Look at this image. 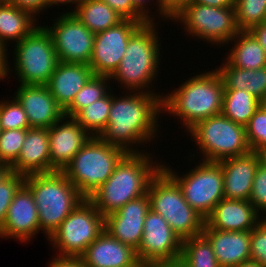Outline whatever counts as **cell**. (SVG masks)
Here are the masks:
<instances>
[{"label":"cell","mask_w":266,"mask_h":267,"mask_svg":"<svg viewBox=\"0 0 266 267\" xmlns=\"http://www.w3.org/2000/svg\"><path fill=\"white\" fill-rule=\"evenodd\" d=\"M180 259L188 267H220L211 244L203 235L182 241Z\"/></svg>","instance_id":"obj_32"},{"label":"cell","mask_w":266,"mask_h":267,"mask_svg":"<svg viewBox=\"0 0 266 267\" xmlns=\"http://www.w3.org/2000/svg\"><path fill=\"white\" fill-rule=\"evenodd\" d=\"M187 133L199 146L204 161L220 162L251 152L246 127L234 123L222 113L198 122Z\"/></svg>","instance_id":"obj_8"},{"label":"cell","mask_w":266,"mask_h":267,"mask_svg":"<svg viewBox=\"0 0 266 267\" xmlns=\"http://www.w3.org/2000/svg\"><path fill=\"white\" fill-rule=\"evenodd\" d=\"M141 267H188L181 259L172 261H156L141 265Z\"/></svg>","instance_id":"obj_49"},{"label":"cell","mask_w":266,"mask_h":267,"mask_svg":"<svg viewBox=\"0 0 266 267\" xmlns=\"http://www.w3.org/2000/svg\"><path fill=\"white\" fill-rule=\"evenodd\" d=\"M14 70L24 85H47L58 63L51 34L45 26L36 27L14 45Z\"/></svg>","instance_id":"obj_9"},{"label":"cell","mask_w":266,"mask_h":267,"mask_svg":"<svg viewBox=\"0 0 266 267\" xmlns=\"http://www.w3.org/2000/svg\"><path fill=\"white\" fill-rule=\"evenodd\" d=\"M24 185L33 195L46 238L85 199L62 171L27 175Z\"/></svg>","instance_id":"obj_5"},{"label":"cell","mask_w":266,"mask_h":267,"mask_svg":"<svg viewBox=\"0 0 266 267\" xmlns=\"http://www.w3.org/2000/svg\"><path fill=\"white\" fill-rule=\"evenodd\" d=\"M7 48H5L2 44H0V80L6 79V76L9 78V74L11 73V67H9L7 54Z\"/></svg>","instance_id":"obj_45"},{"label":"cell","mask_w":266,"mask_h":267,"mask_svg":"<svg viewBox=\"0 0 266 267\" xmlns=\"http://www.w3.org/2000/svg\"><path fill=\"white\" fill-rule=\"evenodd\" d=\"M14 97L26 112L30 128L49 129L65 116L47 85L20 84Z\"/></svg>","instance_id":"obj_19"},{"label":"cell","mask_w":266,"mask_h":267,"mask_svg":"<svg viewBox=\"0 0 266 267\" xmlns=\"http://www.w3.org/2000/svg\"><path fill=\"white\" fill-rule=\"evenodd\" d=\"M260 164L266 166V145L261 147L257 152Z\"/></svg>","instance_id":"obj_52"},{"label":"cell","mask_w":266,"mask_h":267,"mask_svg":"<svg viewBox=\"0 0 266 267\" xmlns=\"http://www.w3.org/2000/svg\"><path fill=\"white\" fill-rule=\"evenodd\" d=\"M260 106L266 111V96L260 101Z\"/></svg>","instance_id":"obj_54"},{"label":"cell","mask_w":266,"mask_h":267,"mask_svg":"<svg viewBox=\"0 0 266 267\" xmlns=\"http://www.w3.org/2000/svg\"><path fill=\"white\" fill-rule=\"evenodd\" d=\"M105 2L123 19L133 20L141 24L149 20L134 6L132 0H100Z\"/></svg>","instance_id":"obj_41"},{"label":"cell","mask_w":266,"mask_h":267,"mask_svg":"<svg viewBox=\"0 0 266 267\" xmlns=\"http://www.w3.org/2000/svg\"><path fill=\"white\" fill-rule=\"evenodd\" d=\"M45 28L52 36L58 62L89 64L95 34L73 13L65 12Z\"/></svg>","instance_id":"obj_13"},{"label":"cell","mask_w":266,"mask_h":267,"mask_svg":"<svg viewBox=\"0 0 266 267\" xmlns=\"http://www.w3.org/2000/svg\"><path fill=\"white\" fill-rule=\"evenodd\" d=\"M263 47L266 54V21L252 27L249 30Z\"/></svg>","instance_id":"obj_46"},{"label":"cell","mask_w":266,"mask_h":267,"mask_svg":"<svg viewBox=\"0 0 266 267\" xmlns=\"http://www.w3.org/2000/svg\"><path fill=\"white\" fill-rule=\"evenodd\" d=\"M233 267H265V266L260 265L257 262L249 260V261H246V262H242L241 264H238V265L233 266Z\"/></svg>","instance_id":"obj_53"},{"label":"cell","mask_w":266,"mask_h":267,"mask_svg":"<svg viewBox=\"0 0 266 267\" xmlns=\"http://www.w3.org/2000/svg\"><path fill=\"white\" fill-rule=\"evenodd\" d=\"M199 163L182 176L164 163L162 169L178 184L187 203L206 219L224 198L223 170L219 162Z\"/></svg>","instance_id":"obj_12"},{"label":"cell","mask_w":266,"mask_h":267,"mask_svg":"<svg viewBox=\"0 0 266 267\" xmlns=\"http://www.w3.org/2000/svg\"><path fill=\"white\" fill-rule=\"evenodd\" d=\"M24 179V175L11 172L0 183V228L4 224L8 208L13 200L14 194L24 184Z\"/></svg>","instance_id":"obj_38"},{"label":"cell","mask_w":266,"mask_h":267,"mask_svg":"<svg viewBox=\"0 0 266 267\" xmlns=\"http://www.w3.org/2000/svg\"><path fill=\"white\" fill-rule=\"evenodd\" d=\"M147 194L150 209L160 214L182 241L202 235L205 219L187 203L178 184L162 168L151 179Z\"/></svg>","instance_id":"obj_7"},{"label":"cell","mask_w":266,"mask_h":267,"mask_svg":"<svg viewBox=\"0 0 266 267\" xmlns=\"http://www.w3.org/2000/svg\"><path fill=\"white\" fill-rule=\"evenodd\" d=\"M36 20L31 13L13 4L0 5V44L6 48L10 40L21 41L38 27Z\"/></svg>","instance_id":"obj_28"},{"label":"cell","mask_w":266,"mask_h":267,"mask_svg":"<svg viewBox=\"0 0 266 267\" xmlns=\"http://www.w3.org/2000/svg\"><path fill=\"white\" fill-rule=\"evenodd\" d=\"M93 76L89 64L58 62L47 87L56 102L65 110Z\"/></svg>","instance_id":"obj_23"},{"label":"cell","mask_w":266,"mask_h":267,"mask_svg":"<svg viewBox=\"0 0 266 267\" xmlns=\"http://www.w3.org/2000/svg\"><path fill=\"white\" fill-rule=\"evenodd\" d=\"M182 240L168 222L150 209L145 217L143 236L136 250L141 265L181 258Z\"/></svg>","instance_id":"obj_14"},{"label":"cell","mask_w":266,"mask_h":267,"mask_svg":"<svg viewBox=\"0 0 266 267\" xmlns=\"http://www.w3.org/2000/svg\"><path fill=\"white\" fill-rule=\"evenodd\" d=\"M110 81L109 83H107ZM110 76L94 75L76 94L72 103L64 110V115L74 117L81 109L105 97L111 87Z\"/></svg>","instance_id":"obj_33"},{"label":"cell","mask_w":266,"mask_h":267,"mask_svg":"<svg viewBox=\"0 0 266 267\" xmlns=\"http://www.w3.org/2000/svg\"><path fill=\"white\" fill-rule=\"evenodd\" d=\"M260 106V100L245 90L224 89L222 114L246 126Z\"/></svg>","instance_id":"obj_30"},{"label":"cell","mask_w":266,"mask_h":267,"mask_svg":"<svg viewBox=\"0 0 266 267\" xmlns=\"http://www.w3.org/2000/svg\"><path fill=\"white\" fill-rule=\"evenodd\" d=\"M79 258L85 267H141L136 250L107 231L97 237Z\"/></svg>","instance_id":"obj_21"},{"label":"cell","mask_w":266,"mask_h":267,"mask_svg":"<svg viewBox=\"0 0 266 267\" xmlns=\"http://www.w3.org/2000/svg\"><path fill=\"white\" fill-rule=\"evenodd\" d=\"M105 231V216L85 198L47 239L59 257H80Z\"/></svg>","instance_id":"obj_10"},{"label":"cell","mask_w":266,"mask_h":267,"mask_svg":"<svg viewBox=\"0 0 266 267\" xmlns=\"http://www.w3.org/2000/svg\"><path fill=\"white\" fill-rule=\"evenodd\" d=\"M12 172L9 165L3 164L0 166V183Z\"/></svg>","instance_id":"obj_51"},{"label":"cell","mask_w":266,"mask_h":267,"mask_svg":"<svg viewBox=\"0 0 266 267\" xmlns=\"http://www.w3.org/2000/svg\"><path fill=\"white\" fill-rule=\"evenodd\" d=\"M40 232L39 215L31 191L23 184L14 194L6 219L0 228V238L30 241Z\"/></svg>","instance_id":"obj_18"},{"label":"cell","mask_w":266,"mask_h":267,"mask_svg":"<svg viewBox=\"0 0 266 267\" xmlns=\"http://www.w3.org/2000/svg\"><path fill=\"white\" fill-rule=\"evenodd\" d=\"M28 129L2 130L0 135V160L11 166L18 158Z\"/></svg>","instance_id":"obj_35"},{"label":"cell","mask_w":266,"mask_h":267,"mask_svg":"<svg viewBox=\"0 0 266 267\" xmlns=\"http://www.w3.org/2000/svg\"><path fill=\"white\" fill-rule=\"evenodd\" d=\"M216 70L224 89L245 90L260 101L266 96V67L256 70L229 66L225 61Z\"/></svg>","instance_id":"obj_26"},{"label":"cell","mask_w":266,"mask_h":267,"mask_svg":"<svg viewBox=\"0 0 266 267\" xmlns=\"http://www.w3.org/2000/svg\"><path fill=\"white\" fill-rule=\"evenodd\" d=\"M150 0H132L134 6L149 20V21H154V17L153 15H151V11L147 5L149 3ZM148 2V3H147ZM152 2V0L150 1V3ZM157 2V9L159 13V15L162 18H165L167 21L168 19L171 21L172 17L166 12V9L163 7L161 0H156ZM147 4V5H146ZM150 11V12H149ZM160 11V12H159ZM168 18V19H167Z\"/></svg>","instance_id":"obj_43"},{"label":"cell","mask_w":266,"mask_h":267,"mask_svg":"<svg viewBox=\"0 0 266 267\" xmlns=\"http://www.w3.org/2000/svg\"><path fill=\"white\" fill-rule=\"evenodd\" d=\"M232 42L236 44L225 58L229 66L251 70L266 67L265 51L250 31H239Z\"/></svg>","instance_id":"obj_27"},{"label":"cell","mask_w":266,"mask_h":267,"mask_svg":"<svg viewBox=\"0 0 266 267\" xmlns=\"http://www.w3.org/2000/svg\"><path fill=\"white\" fill-rule=\"evenodd\" d=\"M261 220V214L253 207L249 200L223 198L205 219L203 229L251 231Z\"/></svg>","instance_id":"obj_20"},{"label":"cell","mask_w":266,"mask_h":267,"mask_svg":"<svg viewBox=\"0 0 266 267\" xmlns=\"http://www.w3.org/2000/svg\"><path fill=\"white\" fill-rule=\"evenodd\" d=\"M12 4L31 13L36 19L41 11L48 8V0H13Z\"/></svg>","instance_id":"obj_42"},{"label":"cell","mask_w":266,"mask_h":267,"mask_svg":"<svg viewBox=\"0 0 266 267\" xmlns=\"http://www.w3.org/2000/svg\"><path fill=\"white\" fill-rule=\"evenodd\" d=\"M48 137L51 173L63 171L92 136L73 117L64 116L48 129Z\"/></svg>","instance_id":"obj_16"},{"label":"cell","mask_w":266,"mask_h":267,"mask_svg":"<svg viewBox=\"0 0 266 267\" xmlns=\"http://www.w3.org/2000/svg\"><path fill=\"white\" fill-rule=\"evenodd\" d=\"M82 1H84V0H48V8L49 7H51V6H53L54 7V5H56L57 6V4H58V6L61 4V6L62 5H67V4H72V5H74V4H76L75 5V8H74V10L76 9V7L82 2Z\"/></svg>","instance_id":"obj_50"},{"label":"cell","mask_w":266,"mask_h":267,"mask_svg":"<svg viewBox=\"0 0 266 267\" xmlns=\"http://www.w3.org/2000/svg\"><path fill=\"white\" fill-rule=\"evenodd\" d=\"M48 264V267H85L79 257L55 256Z\"/></svg>","instance_id":"obj_44"},{"label":"cell","mask_w":266,"mask_h":267,"mask_svg":"<svg viewBox=\"0 0 266 267\" xmlns=\"http://www.w3.org/2000/svg\"><path fill=\"white\" fill-rule=\"evenodd\" d=\"M246 127V137L252 152L266 145V111L259 106Z\"/></svg>","instance_id":"obj_37"},{"label":"cell","mask_w":266,"mask_h":267,"mask_svg":"<svg viewBox=\"0 0 266 267\" xmlns=\"http://www.w3.org/2000/svg\"><path fill=\"white\" fill-rule=\"evenodd\" d=\"M12 1L13 0H0V5H3V4H12Z\"/></svg>","instance_id":"obj_55"},{"label":"cell","mask_w":266,"mask_h":267,"mask_svg":"<svg viewBox=\"0 0 266 267\" xmlns=\"http://www.w3.org/2000/svg\"><path fill=\"white\" fill-rule=\"evenodd\" d=\"M262 219L266 222V213L265 216L264 215L262 216Z\"/></svg>","instance_id":"obj_56"},{"label":"cell","mask_w":266,"mask_h":267,"mask_svg":"<svg viewBox=\"0 0 266 267\" xmlns=\"http://www.w3.org/2000/svg\"><path fill=\"white\" fill-rule=\"evenodd\" d=\"M126 154L124 149L92 136L62 172L88 198L108 180Z\"/></svg>","instance_id":"obj_6"},{"label":"cell","mask_w":266,"mask_h":267,"mask_svg":"<svg viewBox=\"0 0 266 267\" xmlns=\"http://www.w3.org/2000/svg\"><path fill=\"white\" fill-rule=\"evenodd\" d=\"M220 267H233L250 260V231L203 229Z\"/></svg>","instance_id":"obj_25"},{"label":"cell","mask_w":266,"mask_h":267,"mask_svg":"<svg viewBox=\"0 0 266 267\" xmlns=\"http://www.w3.org/2000/svg\"><path fill=\"white\" fill-rule=\"evenodd\" d=\"M194 75L162 97L163 112L180 118L186 132L198 122L222 112L224 84L216 68Z\"/></svg>","instance_id":"obj_3"},{"label":"cell","mask_w":266,"mask_h":267,"mask_svg":"<svg viewBox=\"0 0 266 267\" xmlns=\"http://www.w3.org/2000/svg\"><path fill=\"white\" fill-rule=\"evenodd\" d=\"M127 93L120 98L111 93L107 127L99 137L127 153H142L143 150H135L133 147L137 148V144H147L157 136V127L160 126L158 119L163 113V94L130 91Z\"/></svg>","instance_id":"obj_1"},{"label":"cell","mask_w":266,"mask_h":267,"mask_svg":"<svg viewBox=\"0 0 266 267\" xmlns=\"http://www.w3.org/2000/svg\"><path fill=\"white\" fill-rule=\"evenodd\" d=\"M70 13H73L94 34L105 31L123 20L100 0H84Z\"/></svg>","instance_id":"obj_29"},{"label":"cell","mask_w":266,"mask_h":267,"mask_svg":"<svg viewBox=\"0 0 266 267\" xmlns=\"http://www.w3.org/2000/svg\"><path fill=\"white\" fill-rule=\"evenodd\" d=\"M156 24L144 23L130 36L123 59L110 76V80L117 81L127 91L154 93L149 86L158 76L161 59Z\"/></svg>","instance_id":"obj_4"},{"label":"cell","mask_w":266,"mask_h":267,"mask_svg":"<svg viewBox=\"0 0 266 267\" xmlns=\"http://www.w3.org/2000/svg\"><path fill=\"white\" fill-rule=\"evenodd\" d=\"M250 260L266 267V222L263 219L250 231Z\"/></svg>","instance_id":"obj_39"},{"label":"cell","mask_w":266,"mask_h":267,"mask_svg":"<svg viewBox=\"0 0 266 267\" xmlns=\"http://www.w3.org/2000/svg\"><path fill=\"white\" fill-rule=\"evenodd\" d=\"M236 23L240 31L266 21V0H235Z\"/></svg>","instance_id":"obj_34"},{"label":"cell","mask_w":266,"mask_h":267,"mask_svg":"<svg viewBox=\"0 0 266 267\" xmlns=\"http://www.w3.org/2000/svg\"><path fill=\"white\" fill-rule=\"evenodd\" d=\"M192 3H198L205 6L224 8V7H234L235 0H192Z\"/></svg>","instance_id":"obj_48"},{"label":"cell","mask_w":266,"mask_h":267,"mask_svg":"<svg viewBox=\"0 0 266 267\" xmlns=\"http://www.w3.org/2000/svg\"><path fill=\"white\" fill-rule=\"evenodd\" d=\"M223 170L224 198L249 200L259 157L256 152L228 158L219 162Z\"/></svg>","instance_id":"obj_22"},{"label":"cell","mask_w":266,"mask_h":267,"mask_svg":"<svg viewBox=\"0 0 266 267\" xmlns=\"http://www.w3.org/2000/svg\"><path fill=\"white\" fill-rule=\"evenodd\" d=\"M249 201L261 216L266 213V166L262 164L257 167Z\"/></svg>","instance_id":"obj_40"},{"label":"cell","mask_w":266,"mask_h":267,"mask_svg":"<svg viewBox=\"0 0 266 267\" xmlns=\"http://www.w3.org/2000/svg\"><path fill=\"white\" fill-rule=\"evenodd\" d=\"M0 127L2 130L30 128L26 112L15 97L0 100Z\"/></svg>","instance_id":"obj_36"},{"label":"cell","mask_w":266,"mask_h":267,"mask_svg":"<svg viewBox=\"0 0 266 267\" xmlns=\"http://www.w3.org/2000/svg\"><path fill=\"white\" fill-rule=\"evenodd\" d=\"M112 91L105 97L81 109L73 117L91 136L99 137L107 127Z\"/></svg>","instance_id":"obj_31"},{"label":"cell","mask_w":266,"mask_h":267,"mask_svg":"<svg viewBox=\"0 0 266 267\" xmlns=\"http://www.w3.org/2000/svg\"><path fill=\"white\" fill-rule=\"evenodd\" d=\"M172 20L183 24L186 34L211 42V45L226 46L240 31L234 7L217 8L189 2L172 16Z\"/></svg>","instance_id":"obj_11"},{"label":"cell","mask_w":266,"mask_h":267,"mask_svg":"<svg viewBox=\"0 0 266 267\" xmlns=\"http://www.w3.org/2000/svg\"><path fill=\"white\" fill-rule=\"evenodd\" d=\"M10 167L13 173L24 176L50 173L48 129L29 128L21 152Z\"/></svg>","instance_id":"obj_24"},{"label":"cell","mask_w":266,"mask_h":267,"mask_svg":"<svg viewBox=\"0 0 266 267\" xmlns=\"http://www.w3.org/2000/svg\"><path fill=\"white\" fill-rule=\"evenodd\" d=\"M192 0H161L166 12L172 17L178 10H180L185 4Z\"/></svg>","instance_id":"obj_47"},{"label":"cell","mask_w":266,"mask_h":267,"mask_svg":"<svg viewBox=\"0 0 266 267\" xmlns=\"http://www.w3.org/2000/svg\"><path fill=\"white\" fill-rule=\"evenodd\" d=\"M150 155L146 151L127 153L108 180L88 197L103 216L147 193L151 179L162 168L156 160L152 162Z\"/></svg>","instance_id":"obj_2"},{"label":"cell","mask_w":266,"mask_h":267,"mask_svg":"<svg viewBox=\"0 0 266 267\" xmlns=\"http://www.w3.org/2000/svg\"><path fill=\"white\" fill-rule=\"evenodd\" d=\"M142 24L123 19L117 25L96 33L89 62L94 75L111 76L118 68L126 51L130 36Z\"/></svg>","instance_id":"obj_15"},{"label":"cell","mask_w":266,"mask_h":267,"mask_svg":"<svg viewBox=\"0 0 266 267\" xmlns=\"http://www.w3.org/2000/svg\"><path fill=\"white\" fill-rule=\"evenodd\" d=\"M149 210L150 199L146 193L105 216V231L123 244L137 250L142 240L145 217Z\"/></svg>","instance_id":"obj_17"}]
</instances>
